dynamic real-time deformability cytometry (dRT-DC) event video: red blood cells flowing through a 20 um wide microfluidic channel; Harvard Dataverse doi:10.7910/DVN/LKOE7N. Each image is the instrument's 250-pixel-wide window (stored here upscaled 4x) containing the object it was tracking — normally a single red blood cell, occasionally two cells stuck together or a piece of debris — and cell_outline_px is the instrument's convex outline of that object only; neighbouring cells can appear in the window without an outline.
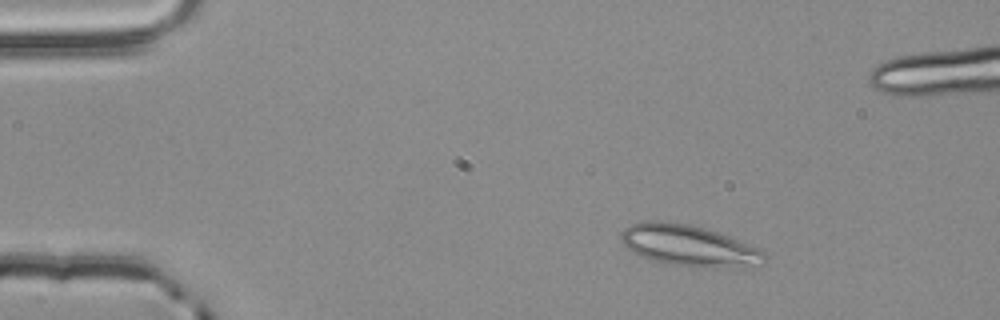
{"species": "common noctule bat (a hibernating species)", "species_latin": "Nyctalus noctula", "temperature_condition": "room temperature", "stored_images_in_passage": 5, "camera_frame_rate_fps": 3000, "um_per_image_px": 0.085, "animal": {"sex": "male", "body_mass_g": 20.4}, "frame": {"image": 1, "passage_image": 2, "time_ms": 0.333, "image_size_px": [1000, 320], "cell_outline_px": [[768, 256], [764, 260], [708, 264], [672, 264], [652, 260], [640, 256], [632, 252], [620, 240], [620, 232], [624, 228], [640, 220], [668, 220], [688, 224], [704, 228], [728, 236], [760, 248]], "centroid_in_image_um": [58.29, 20.74], "position_along_channel_um": 26.7, "area_um2": 32.37}}